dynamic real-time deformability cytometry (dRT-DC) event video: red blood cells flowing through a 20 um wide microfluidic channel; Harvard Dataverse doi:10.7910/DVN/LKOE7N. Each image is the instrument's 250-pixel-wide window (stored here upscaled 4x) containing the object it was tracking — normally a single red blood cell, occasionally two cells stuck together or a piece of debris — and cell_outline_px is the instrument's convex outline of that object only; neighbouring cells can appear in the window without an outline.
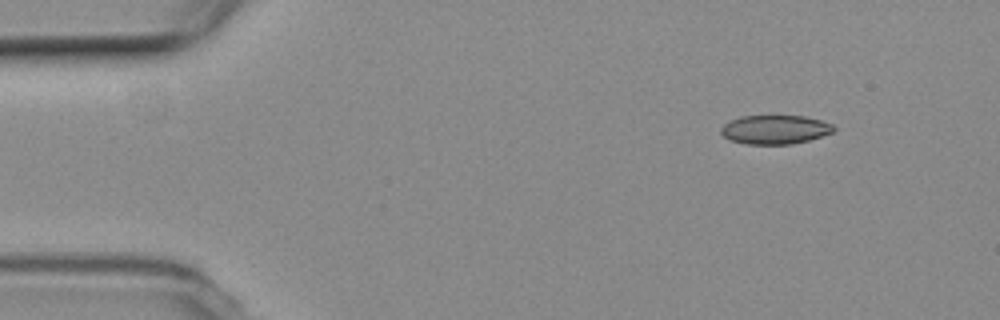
{"species": "common noctule bat (a hibernating species)", "species_latin": "Nyctalus noctula", "temperature_condition": "room temperature", "stored_images_in_passage": 3, "camera_frame_rate_fps": 3000, "um_per_image_px": 0.085, "animal": {"sex": "female", "body_mass_g": 19.3, "forearm_length_mm": 54.1}, "frame": {"image": 1, "passage_image": 1, "time_ms": 0.0, "image_size_px": [1000, 320], "cell_outline_px": [[836, 128], [832, 132], [808, 140], [792, 144], [748, 144], [732, 140], [724, 136], [720, 132], [720, 128], [724, 124], [740, 116], [804, 116], [820, 120], [832, 124]], "centroid_in_image_um": [65.87, 11.01], "position_along_channel_um": 19.1, "area_um2": 18.79}}